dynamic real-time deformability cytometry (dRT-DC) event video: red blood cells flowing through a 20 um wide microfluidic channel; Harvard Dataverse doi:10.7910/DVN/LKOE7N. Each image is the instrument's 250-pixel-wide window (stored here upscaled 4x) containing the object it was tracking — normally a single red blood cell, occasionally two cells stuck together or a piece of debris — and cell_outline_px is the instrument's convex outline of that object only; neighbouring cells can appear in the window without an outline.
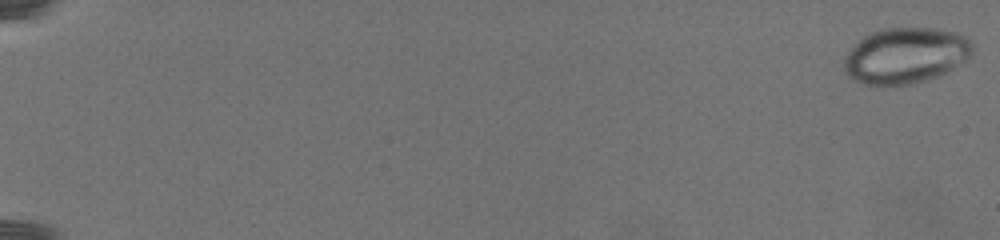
{"species": "common noctule bat (a hibernating species)", "species_latin": "Nyctalus noctula", "temperature_condition": "warm", "stored_images_in_passage": 4, "camera_frame_rate_fps": 3000, "um_per_image_px": 0.085, "animal": {"sex": "female", "body_mass_g": 19.5, "forearm_length_mm": 54.1}, "frame": {"image": 1, "passage_image": 1, "time_ms": 0.0, "image_size_px": [1000, 240], "cell_outline_px": [[972, 52], [964, 60], [948, 72], [928, 80], [912, 84], [864, 84], [852, 80], [844, 72], [844, 60], [848, 52], [868, 32], [880, 28], [936, 28], [956, 32], [968, 36], [972, 40]], "centroid_in_image_um": [76.98, 4.7], "position_along_channel_um": 8.0, "area_um2": 41.96}}